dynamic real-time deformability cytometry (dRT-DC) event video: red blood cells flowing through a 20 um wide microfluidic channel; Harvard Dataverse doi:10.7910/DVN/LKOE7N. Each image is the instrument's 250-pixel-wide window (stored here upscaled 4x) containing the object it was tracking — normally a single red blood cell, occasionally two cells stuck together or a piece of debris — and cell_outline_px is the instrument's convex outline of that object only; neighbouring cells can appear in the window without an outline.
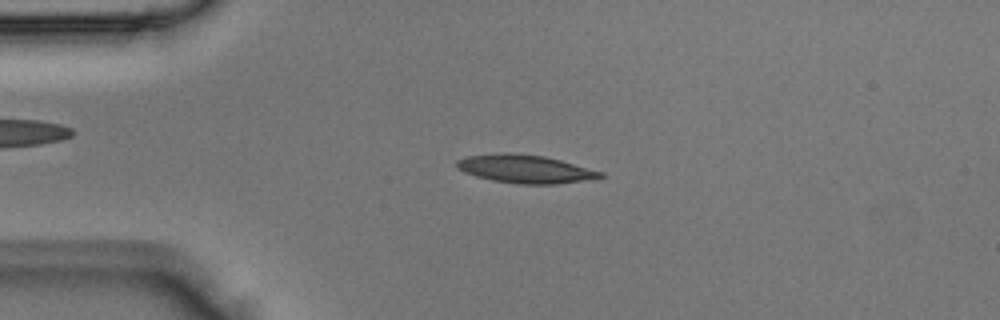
{"species": "Egyptian fruit bat (a non-hibernating species)", "species_latin": "Rousettus aegyptiacus", "temperature_condition": "room temperature", "stored_images_in_passage": 2, "camera_frame_rate_fps": 3000, "um_per_image_px": 0.085, "animal": {"sex": "male"}, "frame": {"image": 1, "passage_image": 2, "time_ms": 0.333, "image_size_px": [1000, 320], "cell_outline_px": [[604, 176], [596, 180], [556, 184], [520, 184], [492, 180], [476, 176], [464, 172], [456, 168], [456, 160], [468, 156], [504, 152], [508, 152], [544, 156], [560, 160], [604, 172]], "centroid_in_image_um": [44.69, 14.37], "position_along_channel_um": 40.3, "area_um2": 23.81}}